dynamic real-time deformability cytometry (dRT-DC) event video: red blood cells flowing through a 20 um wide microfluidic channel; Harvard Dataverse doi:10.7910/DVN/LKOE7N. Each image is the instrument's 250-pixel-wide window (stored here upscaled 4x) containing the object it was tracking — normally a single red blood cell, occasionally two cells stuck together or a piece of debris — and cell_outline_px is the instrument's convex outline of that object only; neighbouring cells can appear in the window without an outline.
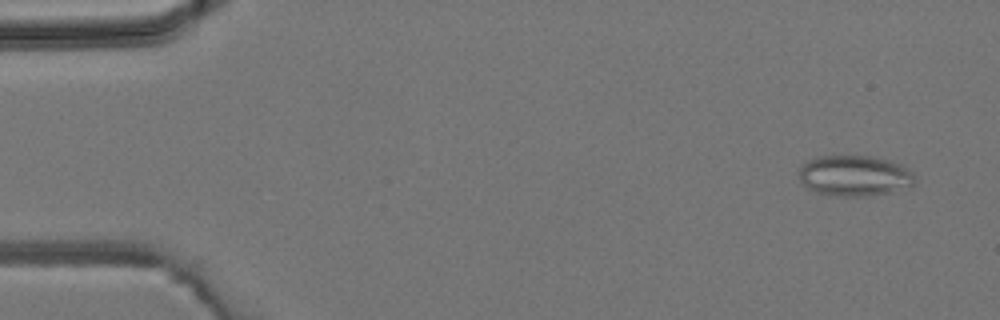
{"species": "common noctule bat (a hibernating species)", "species_latin": "Nyctalus noctula", "temperature_condition": "room temperature", "stored_images_in_passage": 4, "camera_frame_rate_fps": 3000, "um_per_image_px": 0.085, "animal": {"sex": "male", "body_mass_g": 19.2, "forearm_length_mm": 51.8}, "frame": {"image": 1, "passage_image": 1, "time_ms": 0.0, "image_size_px": [1000, 320], "cell_outline_px": [[916, 180], [912, 188], [868, 196], [844, 196], [816, 192], [808, 188], [800, 180], [800, 168], [808, 160], [820, 156], [868, 156], [888, 160], [900, 164], [912, 172]], "centroid_in_image_um": [72.69, 14.94], "position_along_channel_um": 12.3, "area_um2": 27.4}}